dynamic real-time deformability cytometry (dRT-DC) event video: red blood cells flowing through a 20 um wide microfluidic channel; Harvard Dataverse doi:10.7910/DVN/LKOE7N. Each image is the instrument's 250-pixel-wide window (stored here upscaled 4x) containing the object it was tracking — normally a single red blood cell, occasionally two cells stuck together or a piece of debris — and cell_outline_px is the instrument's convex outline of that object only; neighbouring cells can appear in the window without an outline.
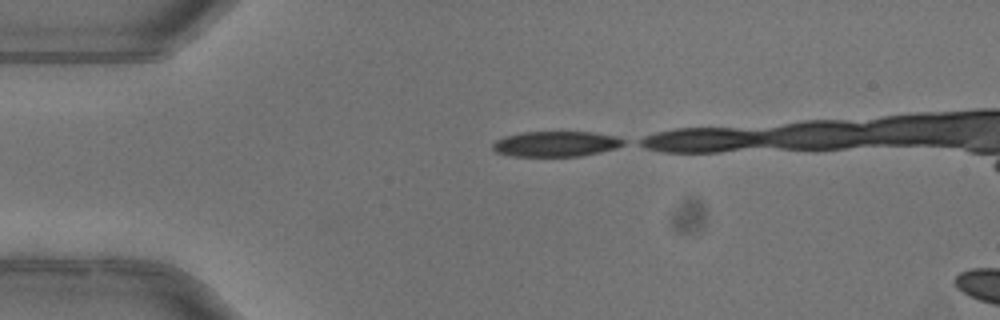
{"species": "common noctule bat (a hibernating species)", "species_latin": "Nyctalus noctula", "temperature_condition": "warm", "stored_images_in_passage": 5, "camera_frame_rate_fps": 3000, "um_per_image_px": 0.085, "animal": {"sex": "female"}, "frame": {"image": 1, "passage_image": 1, "time_ms": 0.0, "image_size_px": [1000, 320], "cell_outline_px": [[628, 140], [624, 144], [616, 148], [600, 152], [580, 156], [512, 156], [496, 152], [492, 148], [492, 144], [496, 140], [504, 136], [520, 132], [592, 132], [620, 136]], "centroid_in_image_um": [47.29, 12.22], "position_along_channel_um": 37.7, "area_um2": 19.59}}